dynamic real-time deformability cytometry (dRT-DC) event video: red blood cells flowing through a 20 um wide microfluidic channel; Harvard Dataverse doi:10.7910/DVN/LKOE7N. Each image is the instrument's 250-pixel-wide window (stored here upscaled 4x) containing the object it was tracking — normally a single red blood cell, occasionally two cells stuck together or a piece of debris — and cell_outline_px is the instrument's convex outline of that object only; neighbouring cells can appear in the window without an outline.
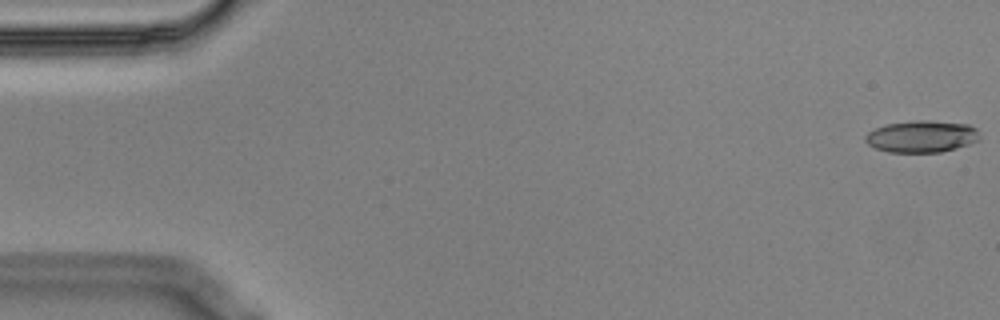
{"species": "Egyptian fruit bat (a non-hibernating species)", "species_latin": "Rousettus aegyptiacus", "temperature_condition": "cold", "stored_images_in_passage": 56, "camera_frame_rate_fps": 3000, "um_per_image_px": 0.085, "animal": {"sex": "male"}, "frame": {"image": 1, "passage_image": 1, "time_ms": 0.0, "image_size_px": [1000, 320], "cell_outline_px": [[980, 140], [956, 148], [940, 152], [888, 152], [876, 148], [868, 144], [864, 140], [864, 136], [868, 132], [884, 124], [912, 120], [928, 120], [968, 124], [976, 128], [980, 136]], "centroid_in_image_um": [78.33, 11.59], "position_along_channel_um": 6.7, "area_um2": 21.39}}
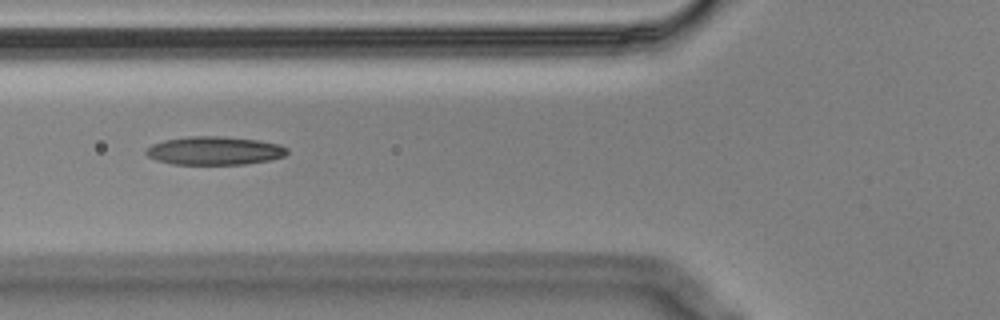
{"frame": {"image": 2, "passage_image": 21, "time_ms": 6.667, "image_size_px": [1000, 320], "cell_outline_px": [[288, 152], [284, 156], [272, 160], [244, 164], [172, 164], [156, 160], [148, 156], [144, 152], [152, 144], [164, 140], [188, 136], [220, 136], [260, 140], [280, 144], [288, 148]], "centroid_in_image_um": [18.26, 12.8], "position_along_channel_um": 107.5, "area_um2": 23.47}}
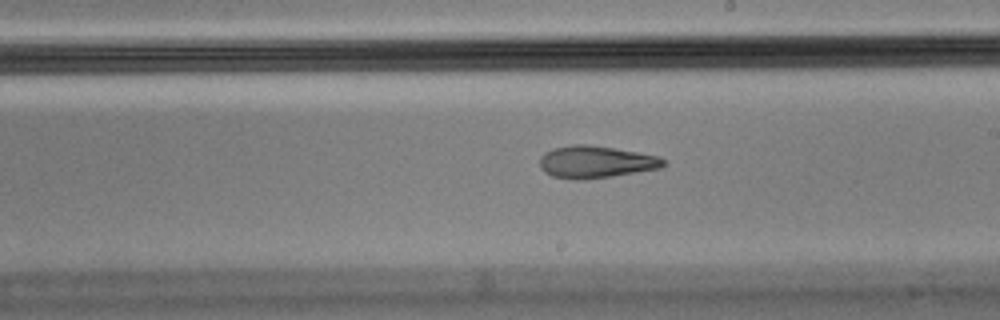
{"frame": {"image": 3, "passage_image": 32, "time_ms": 10.333, "image_size_px": [1000, 320], "cell_outline_px": [[668, 164], [660, 168], [612, 176], [576, 180], [552, 176], [544, 172], [540, 168], [540, 156], [544, 152], [552, 148], [572, 144], [588, 144], [660, 156]], "centroid_in_image_um": [50.61, 13.76], "position_along_channel_um": 238.4, "area_um2": 23.24}, "authors_computed_cell_mechanics": {"area_um2": 22.9755, "velocity_mm_per_s": 3.5588, "shape_relaxation_time_tau1_ms": null, "shape_relaxation_time_tau2_ms": 6.2338, "deformation_change_tau1": null, "deformation_change_tau2": 0.1694}}